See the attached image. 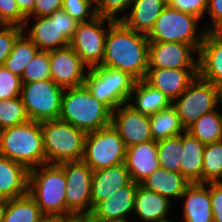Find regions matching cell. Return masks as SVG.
<instances>
[{"label":"cell","mask_w":222,"mask_h":222,"mask_svg":"<svg viewBox=\"0 0 222 222\" xmlns=\"http://www.w3.org/2000/svg\"><path fill=\"white\" fill-rule=\"evenodd\" d=\"M101 66L119 69L136 81L146 78L149 40L144 33L128 28L122 21H108Z\"/></svg>","instance_id":"1"},{"label":"cell","mask_w":222,"mask_h":222,"mask_svg":"<svg viewBox=\"0 0 222 222\" xmlns=\"http://www.w3.org/2000/svg\"><path fill=\"white\" fill-rule=\"evenodd\" d=\"M111 118L112 111L85 84L64 89L59 119L90 133L110 125Z\"/></svg>","instance_id":"2"},{"label":"cell","mask_w":222,"mask_h":222,"mask_svg":"<svg viewBox=\"0 0 222 222\" xmlns=\"http://www.w3.org/2000/svg\"><path fill=\"white\" fill-rule=\"evenodd\" d=\"M0 155L28 170L45 164L41 122L29 120L0 130Z\"/></svg>","instance_id":"3"},{"label":"cell","mask_w":222,"mask_h":222,"mask_svg":"<svg viewBox=\"0 0 222 222\" xmlns=\"http://www.w3.org/2000/svg\"><path fill=\"white\" fill-rule=\"evenodd\" d=\"M66 187L60 164L45 163L29 170L28 193L45 216L66 217Z\"/></svg>","instance_id":"4"},{"label":"cell","mask_w":222,"mask_h":222,"mask_svg":"<svg viewBox=\"0 0 222 222\" xmlns=\"http://www.w3.org/2000/svg\"><path fill=\"white\" fill-rule=\"evenodd\" d=\"M45 163L81 161L86 133L61 120L41 122Z\"/></svg>","instance_id":"5"},{"label":"cell","mask_w":222,"mask_h":222,"mask_svg":"<svg viewBox=\"0 0 222 222\" xmlns=\"http://www.w3.org/2000/svg\"><path fill=\"white\" fill-rule=\"evenodd\" d=\"M197 16L182 12L168 5L164 7L147 34L150 42H179L192 45L198 52L203 42L206 30L198 29Z\"/></svg>","instance_id":"6"},{"label":"cell","mask_w":222,"mask_h":222,"mask_svg":"<svg viewBox=\"0 0 222 222\" xmlns=\"http://www.w3.org/2000/svg\"><path fill=\"white\" fill-rule=\"evenodd\" d=\"M135 81L124 71L98 66L88 69L84 84L98 101L113 111L128 103Z\"/></svg>","instance_id":"7"},{"label":"cell","mask_w":222,"mask_h":222,"mask_svg":"<svg viewBox=\"0 0 222 222\" xmlns=\"http://www.w3.org/2000/svg\"><path fill=\"white\" fill-rule=\"evenodd\" d=\"M126 146L112 124L86 133L82 161L93 171L125 162Z\"/></svg>","instance_id":"8"},{"label":"cell","mask_w":222,"mask_h":222,"mask_svg":"<svg viewBox=\"0 0 222 222\" xmlns=\"http://www.w3.org/2000/svg\"><path fill=\"white\" fill-rule=\"evenodd\" d=\"M35 24L28 29L24 26L27 37L40 51L50 52L70 45L79 22L63 9L57 10L50 16L34 17ZM27 29V30H26Z\"/></svg>","instance_id":"9"},{"label":"cell","mask_w":222,"mask_h":222,"mask_svg":"<svg viewBox=\"0 0 222 222\" xmlns=\"http://www.w3.org/2000/svg\"><path fill=\"white\" fill-rule=\"evenodd\" d=\"M64 89L51 79L22 83L21 99L30 120L59 119Z\"/></svg>","instance_id":"10"},{"label":"cell","mask_w":222,"mask_h":222,"mask_svg":"<svg viewBox=\"0 0 222 222\" xmlns=\"http://www.w3.org/2000/svg\"><path fill=\"white\" fill-rule=\"evenodd\" d=\"M219 88L199 75L188 88L174 101L180 121L185 129L205 113L213 111L220 104Z\"/></svg>","instance_id":"11"},{"label":"cell","mask_w":222,"mask_h":222,"mask_svg":"<svg viewBox=\"0 0 222 222\" xmlns=\"http://www.w3.org/2000/svg\"><path fill=\"white\" fill-rule=\"evenodd\" d=\"M114 21L102 16H95L87 22H79L70 46L79 55L87 69L101 66L104 57L107 30L105 22Z\"/></svg>","instance_id":"12"},{"label":"cell","mask_w":222,"mask_h":222,"mask_svg":"<svg viewBox=\"0 0 222 222\" xmlns=\"http://www.w3.org/2000/svg\"><path fill=\"white\" fill-rule=\"evenodd\" d=\"M66 178V217L91 213L93 170L82 160L60 163Z\"/></svg>","instance_id":"13"},{"label":"cell","mask_w":222,"mask_h":222,"mask_svg":"<svg viewBox=\"0 0 222 222\" xmlns=\"http://www.w3.org/2000/svg\"><path fill=\"white\" fill-rule=\"evenodd\" d=\"M51 80L63 89L84 85L86 66L68 45L49 52Z\"/></svg>","instance_id":"14"},{"label":"cell","mask_w":222,"mask_h":222,"mask_svg":"<svg viewBox=\"0 0 222 222\" xmlns=\"http://www.w3.org/2000/svg\"><path fill=\"white\" fill-rule=\"evenodd\" d=\"M112 126L117 130L126 148L153 140L150 118L124 103L112 111Z\"/></svg>","instance_id":"15"},{"label":"cell","mask_w":222,"mask_h":222,"mask_svg":"<svg viewBox=\"0 0 222 222\" xmlns=\"http://www.w3.org/2000/svg\"><path fill=\"white\" fill-rule=\"evenodd\" d=\"M198 51L189 44L179 42H149V68H198Z\"/></svg>","instance_id":"16"},{"label":"cell","mask_w":222,"mask_h":222,"mask_svg":"<svg viewBox=\"0 0 222 222\" xmlns=\"http://www.w3.org/2000/svg\"><path fill=\"white\" fill-rule=\"evenodd\" d=\"M139 183L131 181L112 196L98 203L91 215L100 222H129L130 212H134L135 193Z\"/></svg>","instance_id":"17"},{"label":"cell","mask_w":222,"mask_h":222,"mask_svg":"<svg viewBox=\"0 0 222 222\" xmlns=\"http://www.w3.org/2000/svg\"><path fill=\"white\" fill-rule=\"evenodd\" d=\"M198 75V68H148L145 80L174 102Z\"/></svg>","instance_id":"18"},{"label":"cell","mask_w":222,"mask_h":222,"mask_svg":"<svg viewBox=\"0 0 222 222\" xmlns=\"http://www.w3.org/2000/svg\"><path fill=\"white\" fill-rule=\"evenodd\" d=\"M198 75L222 86V32H206L198 52Z\"/></svg>","instance_id":"19"},{"label":"cell","mask_w":222,"mask_h":222,"mask_svg":"<svg viewBox=\"0 0 222 222\" xmlns=\"http://www.w3.org/2000/svg\"><path fill=\"white\" fill-rule=\"evenodd\" d=\"M132 181L125 163L93 171L91 182V211L100 202L112 196Z\"/></svg>","instance_id":"20"},{"label":"cell","mask_w":222,"mask_h":222,"mask_svg":"<svg viewBox=\"0 0 222 222\" xmlns=\"http://www.w3.org/2000/svg\"><path fill=\"white\" fill-rule=\"evenodd\" d=\"M125 165L132 181L143 182L154 170L160 168L157 141L151 140L126 149Z\"/></svg>","instance_id":"21"},{"label":"cell","mask_w":222,"mask_h":222,"mask_svg":"<svg viewBox=\"0 0 222 222\" xmlns=\"http://www.w3.org/2000/svg\"><path fill=\"white\" fill-rule=\"evenodd\" d=\"M182 198L185 199L182 222H214L207 183H191Z\"/></svg>","instance_id":"22"},{"label":"cell","mask_w":222,"mask_h":222,"mask_svg":"<svg viewBox=\"0 0 222 222\" xmlns=\"http://www.w3.org/2000/svg\"><path fill=\"white\" fill-rule=\"evenodd\" d=\"M167 5V0H133L129 15L118 17L128 28L148 34Z\"/></svg>","instance_id":"23"},{"label":"cell","mask_w":222,"mask_h":222,"mask_svg":"<svg viewBox=\"0 0 222 222\" xmlns=\"http://www.w3.org/2000/svg\"><path fill=\"white\" fill-rule=\"evenodd\" d=\"M29 170L0 155V196L13 199L28 193Z\"/></svg>","instance_id":"24"},{"label":"cell","mask_w":222,"mask_h":222,"mask_svg":"<svg viewBox=\"0 0 222 222\" xmlns=\"http://www.w3.org/2000/svg\"><path fill=\"white\" fill-rule=\"evenodd\" d=\"M133 96L134 103L131 101ZM128 104L143 115L151 116L160 110L167 109L172 102L159 89L143 79L135 81Z\"/></svg>","instance_id":"25"},{"label":"cell","mask_w":222,"mask_h":222,"mask_svg":"<svg viewBox=\"0 0 222 222\" xmlns=\"http://www.w3.org/2000/svg\"><path fill=\"white\" fill-rule=\"evenodd\" d=\"M191 183L181 174L164 168L154 170L143 182L142 187L156 192L167 199L181 198Z\"/></svg>","instance_id":"26"},{"label":"cell","mask_w":222,"mask_h":222,"mask_svg":"<svg viewBox=\"0 0 222 222\" xmlns=\"http://www.w3.org/2000/svg\"><path fill=\"white\" fill-rule=\"evenodd\" d=\"M170 203L171 200L139 184L135 193L134 212L143 222H154L168 218Z\"/></svg>","instance_id":"27"},{"label":"cell","mask_w":222,"mask_h":222,"mask_svg":"<svg viewBox=\"0 0 222 222\" xmlns=\"http://www.w3.org/2000/svg\"><path fill=\"white\" fill-rule=\"evenodd\" d=\"M205 143L189 132L182 133L183 160L180 166V173L190 183H202L203 153Z\"/></svg>","instance_id":"28"},{"label":"cell","mask_w":222,"mask_h":222,"mask_svg":"<svg viewBox=\"0 0 222 222\" xmlns=\"http://www.w3.org/2000/svg\"><path fill=\"white\" fill-rule=\"evenodd\" d=\"M149 118L151 135L154 141L175 137L186 131L173 105L160 110Z\"/></svg>","instance_id":"29"},{"label":"cell","mask_w":222,"mask_h":222,"mask_svg":"<svg viewBox=\"0 0 222 222\" xmlns=\"http://www.w3.org/2000/svg\"><path fill=\"white\" fill-rule=\"evenodd\" d=\"M45 215L29 194L7 200L3 222H40Z\"/></svg>","instance_id":"30"},{"label":"cell","mask_w":222,"mask_h":222,"mask_svg":"<svg viewBox=\"0 0 222 222\" xmlns=\"http://www.w3.org/2000/svg\"><path fill=\"white\" fill-rule=\"evenodd\" d=\"M23 32L14 42L12 51L5 59L4 67L14 75L22 77L26 65L40 51L37 46Z\"/></svg>","instance_id":"31"},{"label":"cell","mask_w":222,"mask_h":222,"mask_svg":"<svg viewBox=\"0 0 222 222\" xmlns=\"http://www.w3.org/2000/svg\"><path fill=\"white\" fill-rule=\"evenodd\" d=\"M193 137L208 144L222 140V117L217 109L205 113L187 129Z\"/></svg>","instance_id":"32"},{"label":"cell","mask_w":222,"mask_h":222,"mask_svg":"<svg viewBox=\"0 0 222 222\" xmlns=\"http://www.w3.org/2000/svg\"><path fill=\"white\" fill-rule=\"evenodd\" d=\"M159 165L167 171L180 173L183 160L182 134L157 141Z\"/></svg>","instance_id":"33"},{"label":"cell","mask_w":222,"mask_h":222,"mask_svg":"<svg viewBox=\"0 0 222 222\" xmlns=\"http://www.w3.org/2000/svg\"><path fill=\"white\" fill-rule=\"evenodd\" d=\"M222 182V140L205 145L202 183Z\"/></svg>","instance_id":"34"},{"label":"cell","mask_w":222,"mask_h":222,"mask_svg":"<svg viewBox=\"0 0 222 222\" xmlns=\"http://www.w3.org/2000/svg\"><path fill=\"white\" fill-rule=\"evenodd\" d=\"M21 97L0 100V130L29 121Z\"/></svg>","instance_id":"35"},{"label":"cell","mask_w":222,"mask_h":222,"mask_svg":"<svg viewBox=\"0 0 222 222\" xmlns=\"http://www.w3.org/2000/svg\"><path fill=\"white\" fill-rule=\"evenodd\" d=\"M47 79H51L49 52L39 51L26 65L21 80L22 83H31Z\"/></svg>","instance_id":"36"},{"label":"cell","mask_w":222,"mask_h":222,"mask_svg":"<svg viewBox=\"0 0 222 222\" xmlns=\"http://www.w3.org/2000/svg\"><path fill=\"white\" fill-rule=\"evenodd\" d=\"M62 9L78 22H87L97 16L95 0H63Z\"/></svg>","instance_id":"37"},{"label":"cell","mask_w":222,"mask_h":222,"mask_svg":"<svg viewBox=\"0 0 222 222\" xmlns=\"http://www.w3.org/2000/svg\"><path fill=\"white\" fill-rule=\"evenodd\" d=\"M21 77L14 75L4 66L0 67V100L16 98L21 95Z\"/></svg>","instance_id":"38"},{"label":"cell","mask_w":222,"mask_h":222,"mask_svg":"<svg viewBox=\"0 0 222 222\" xmlns=\"http://www.w3.org/2000/svg\"><path fill=\"white\" fill-rule=\"evenodd\" d=\"M26 22L15 0H0V25L24 28Z\"/></svg>","instance_id":"39"},{"label":"cell","mask_w":222,"mask_h":222,"mask_svg":"<svg viewBox=\"0 0 222 222\" xmlns=\"http://www.w3.org/2000/svg\"><path fill=\"white\" fill-rule=\"evenodd\" d=\"M96 3V14L114 21H118L120 12L126 11L133 0H95Z\"/></svg>","instance_id":"40"},{"label":"cell","mask_w":222,"mask_h":222,"mask_svg":"<svg viewBox=\"0 0 222 222\" xmlns=\"http://www.w3.org/2000/svg\"><path fill=\"white\" fill-rule=\"evenodd\" d=\"M24 32L18 26L0 25V67L4 65L5 59L12 51V47L17 38Z\"/></svg>","instance_id":"41"},{"label":"cell","mask_w":222,"mask_h":222,"mask_svg":"<svg viewBox=\"0 0 222 222\" xmlns=\"http://www.w3.org/2000/svg\"><path fill=\"white\" fill-rule=\"evenodd\" d=\"M167 5L201 19L207 12L208 0H167Z\"/></svg>","instance_id":"42"},{"label":"cell","mask_w":222,"mask_h":222,"mask_svg":"<svg viewBox=\"0 0 222 222\" xmlns=\"http://www.w3.org/2000/svg\"><path fill=\"white\" fill-rule=\"evenodd\" d=\"M214 222H222V182H207Z\"/></svg>","instance_id":"43"},{"label":"cell","mask_w":222,"mask_h":222,"mask_svg":"<svg viewBox=\"0 0 222 222\" xmlns=\"http://www.w3.org/2000/svg\"><path fill=\"white\" fill-rule=\"evenodd\" d=\"M63 0H36L34 11L27 17L25 25L29 24L31 17H45L50 16L57 10L62 9Z\"/></svg>","instance_id":"44"},{"label":"cell","mask_w":222,"mask_h":222,"mask_svg":"<svg viewBox=\"0 0 222 222\" xmlns=\"http://www.w3.org/2000/svg\"><path fill=\"white\" fill-rule=\"evenodd\" d=\"M207 13L213 24L204 27L206 32H222V0H208Z\"/></svg>","instance_id":"45"},{"label":"cell","mask_w":222,"mask_h":222,"mask_svg":"<svg viewBox=\"0 0 222 222\" xmlns=\"http://www.w3.org/2000/svg\"><path fill=\"white\" fill-rule=\"evenodd\" d=\"M20 12L27 18L35 9L36 0H15Z\"/></svg>","instance_id":"46"},{"label":"cell","mask_w":222,"mask_h":222,"mask_svg":"<svg viewBox=\"0 0 222 222\" xmlns=\"http://www.w3.org/2000/svg\"><path fill=\"white\" fill-rule=\"evenodd\" d=\"M65 222H99L91 214H72L65 217Z\"/></svg>","instance_id":"47"},{"label":"cell","mask_w":222,"mask_h":222,"mask_svg":"<svg viewBox=\"0 0 222 222\" xmlns=\"http://www.w3.org/2000/svg\"><path fill=\"white\" fill-rule=\"evenodd\" d=\"M40 222H65L62 216H45Z\"/></svg>","instance_id":"48"},{"label":"cell","mask_w":222,"mask_h":222,"mask_svg":"<svg viewBox=\"0 0 222 222\" xmlns=\"http://www.w3.org/2000/svg\"><path fill=\"white\" fill-rule=\"evenodd\" d=\"M6 205H7V199H2L0 201V222H3L4 219V214L6 210Z\"/></svg>","instance_id":"49"},{"label":"cell","mask_w":222,"mask_h":222,"mask_svg":"<svg viewBox=\"0 0 222 222\" xmlns=\"http://www.w3.org/2000/svg\"><path fill=\"white\" fill-rule=\"evenodd\" d=\"M154 222H173L172 220H169L168 218L161 219V220H156Z\"/></svg>","instance_id":"50"},{"label":"cell","mask_w":222,"mask_h":222,"mask_svg":"<svg viewBox=\"0 0 222 222\" xmlns=\"http://www.w3.org/2000/svg\"><path fill=\"white\" fill-rule=\"evenodd\" d=\"M219 99H220V103L222 102V86L219 88Z\"/></svg>","instance_id":"51"}]
</instances>
